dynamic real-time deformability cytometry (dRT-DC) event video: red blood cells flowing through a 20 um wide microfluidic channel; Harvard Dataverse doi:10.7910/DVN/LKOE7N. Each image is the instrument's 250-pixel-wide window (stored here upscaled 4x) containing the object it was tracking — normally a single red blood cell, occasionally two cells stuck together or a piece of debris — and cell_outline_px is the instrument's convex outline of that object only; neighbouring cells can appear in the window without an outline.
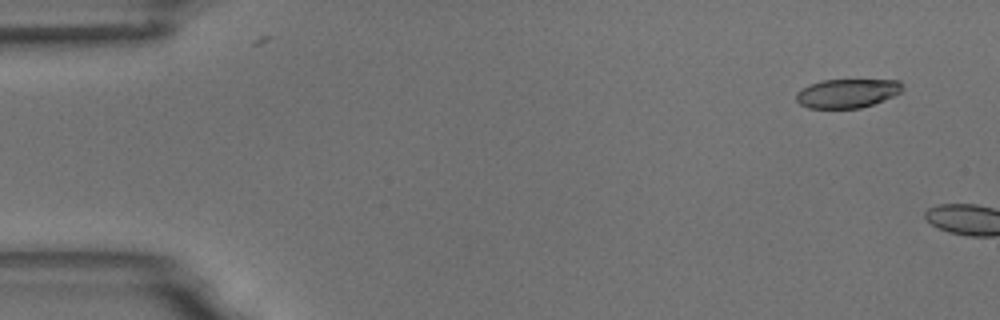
{"species": "common noctule bat (a hibernating species)", "species_latin": "Nyctalus noctula", "temperature_condition": "room temperature", "stored_images_in_passage": 2, "camera_frame_rate_fps": 3000, "um_per_image_px": 0.085, "animal": {"sex": "male", "body_mass_g": 18.8}, "frame": {"image": 1, "passage_image": 1, "time_ms": 0.0, "image_size_px": [1000, 320], "cell_outline_px": [[904, 88], [900, 92], [892, 96], [872, 104], [860, 108], [808, 108], [800, 104], [796, 100], [796, 92], [812, 84], [824, 80], [900, 80], [904, 84]], "centroid_in_image_um": [72.03, 7.93], "position_along_channel_um": 13.0, "area_um2": 17.74}}